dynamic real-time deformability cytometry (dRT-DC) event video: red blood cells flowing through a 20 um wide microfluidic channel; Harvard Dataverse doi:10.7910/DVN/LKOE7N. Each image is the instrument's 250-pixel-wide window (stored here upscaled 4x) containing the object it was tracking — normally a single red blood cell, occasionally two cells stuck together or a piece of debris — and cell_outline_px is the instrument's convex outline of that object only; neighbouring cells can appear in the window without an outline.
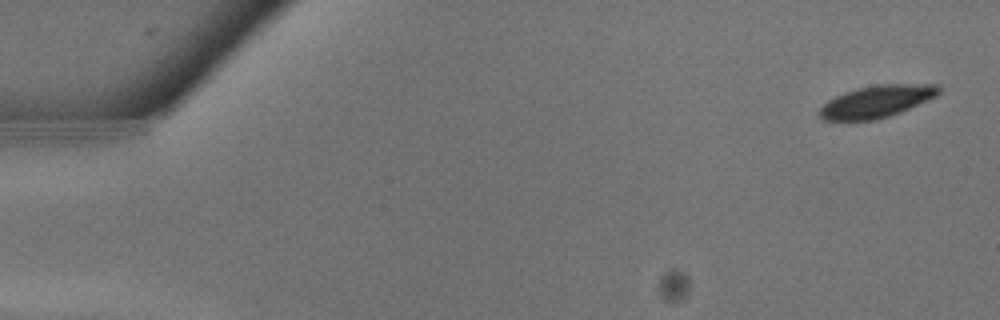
{"species": "common noctule bat (a hibernating species)", "species_latin": "Nyctalus noctula", "temperature_condition": "warm", "stored_images_in_passage": 13, "camera_frame_rate_fps": 3000, "um_per_image_px": 0.085, "animal": {"sex": "male", "body_mass_g": 13.3}, "frame": {"image": 1, "passage_image": 1, "time_ms": 0.0, "image_size_px": [1000, 320], "cell_outline_px": [[940, 92], [936, 96], [928, 100], [900, 112], [876, 120], [824, 120], [816, 112], [828, 100], [844, 92], [856, 88], [880, 84], [940, 84]], "centroid_in_image_um": [74.51, 8.62], "position_along_channel_um": 10.5, "area_um2": 22.31}}
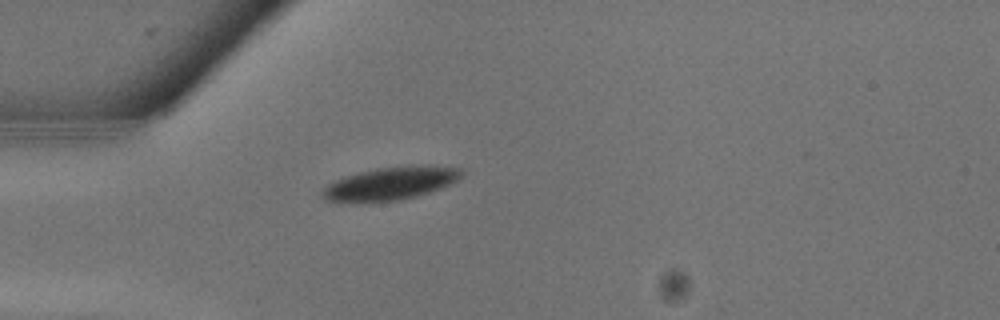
{"frame": {"image": 2, "passage_image": 8, "time_ms": 2.333, "image_size_px": [1000, 320], "cell_outline_px": [[464, 172], [456, 180], [440, 188], [416, 196], [400, 200], [324, 200], [320, 196], [320, 192], [328, 184], [344, 176], [376, 168], [412, 164], [428, 164], [464, 168]], "centroid_in_image_um": [33.26, 15.53], "position_along_channel_um": 51.7, "area_um2": 26.41}}
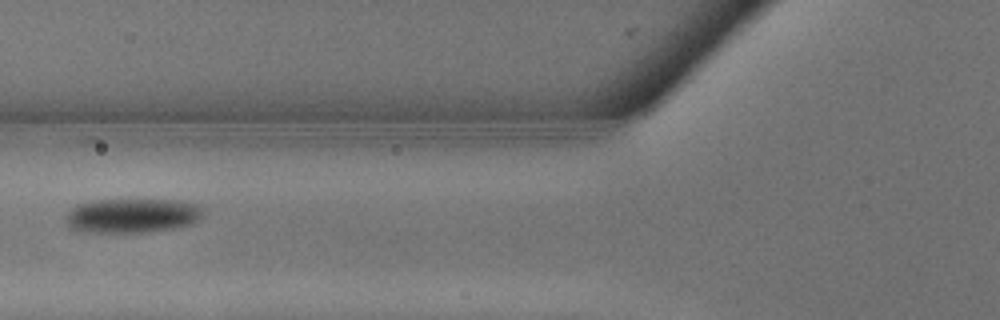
{"frame": {"image": 3, "passage_image": 11, "time_ms": 3.333, "image_size_px": [1000, 320], "cell_outline_px": [[204, 208], [200, 220], [192, 224], [180, 228], [148, 232], [84, 232], [68, 228], [64, 220], [64, 216], [76, 204], [92, 200], [180, 200], [200, 204]], "centroid_in_image_um": [11.25, 18.33], "position_along_channel_um": 114.5, "area_um2": 28.26}}